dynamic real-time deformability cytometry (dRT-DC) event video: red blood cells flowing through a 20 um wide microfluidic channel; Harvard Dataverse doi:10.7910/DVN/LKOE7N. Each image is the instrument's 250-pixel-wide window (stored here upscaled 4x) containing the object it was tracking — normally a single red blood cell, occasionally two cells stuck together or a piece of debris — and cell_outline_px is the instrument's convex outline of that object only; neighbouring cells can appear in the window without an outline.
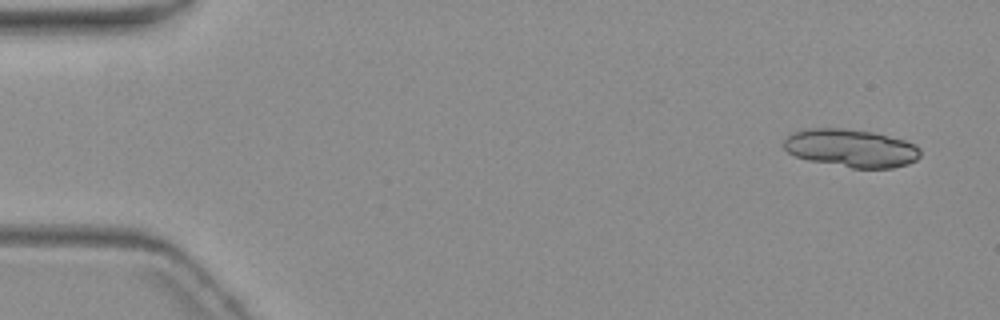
{"species": "common noctule bat (a hibernating species)", "species_latin": "Nyctalus noctula", "temperature_condition": "warm", "stored_images_in_passage": 5, "camera_frame_rate_fps": 3000, "um_per_image_px": 0.085, "animal": {"sex": "female", "body_mass_g": 19.3, "forearm_length_mm": 54.1}, "frame": {"image": 1, "passage_image": 1, "time_ms": 0.0, "image_size_px": [1000, 320], "cell_outline_px": [[920, 156], [916, 160], [908, 164], [892, 168], [852, 168], [808, 160], [796, 156], [788, 152], [784, 148], [784, 140], [792, 132], [804, 128], [848, 128], [872, 132], [904, 140], [916, 144], [920, 148]], "centroid_in_image_um": [72.34, 12.58], "position_along_channel_um": 12.7, "area_um2": 30.4}}